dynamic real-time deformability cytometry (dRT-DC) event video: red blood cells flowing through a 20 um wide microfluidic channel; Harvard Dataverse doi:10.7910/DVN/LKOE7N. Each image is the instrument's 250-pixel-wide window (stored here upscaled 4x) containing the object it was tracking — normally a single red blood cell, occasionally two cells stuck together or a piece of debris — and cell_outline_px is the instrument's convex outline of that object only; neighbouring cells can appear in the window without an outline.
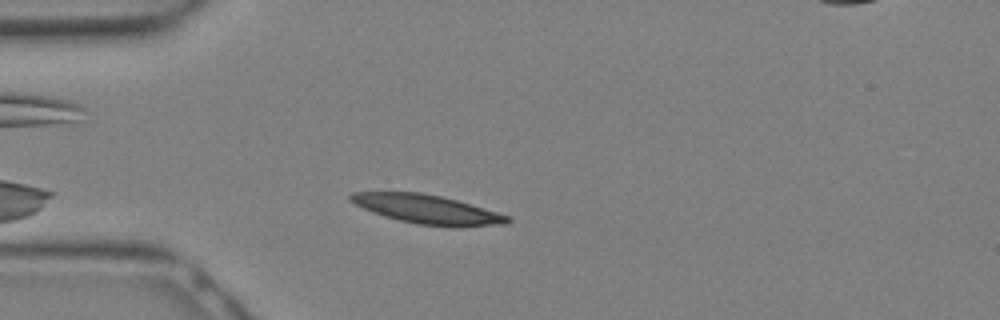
{"species": "Egyptian fruit bat (a non-hibernating species)", "species_latin": "Rousettus aegyptiacus", "temperature_condition": "warm", "stored_images_in_passage": 20, "camera_frame_rate_fps": 3000, "um_per_image_px": 0.085, "animal": {"sex": "female"}, "frame": {"image": 1, "passage_image": 4, "time_ms": 1.0, "image_size_px": [1000, 320], "cell_outline_px": [[512, 220], [508, 224], [456, 228], [416, 224], [384, 216], [372, 212], [348, 200], [348, 196], [352, 192], [420, 192], [440, 196], [456, 200], [512, 216]], "centroid_in_image_um": [36.38, 17.81], "position_along_channel_um": 48.6, "area_um2": 26.76}}
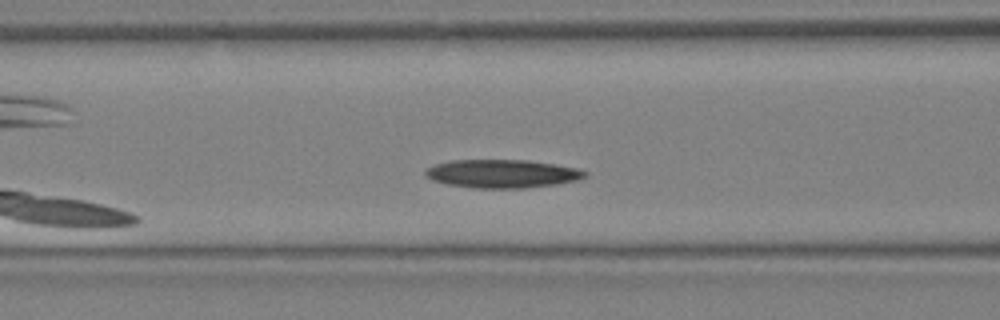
{"frame": {"image": 2, "passage_image": 8, "time_ms": 2.333, "image_size_px": [1000, 320], "cell_outline_px": [[588, 176], [576, 180], [556, 184], [524, 188], [476, 188], [448, 184], [432, 180], [424, 176], [424, 172], [432, 164], [452, 160], [528, 160], [556, 164], [576, 168], [588, 172]], "centroid_in_image_um": [42.67, 14.76], "position_along_channel_um": 123.9, "area_um2": 26.41}}
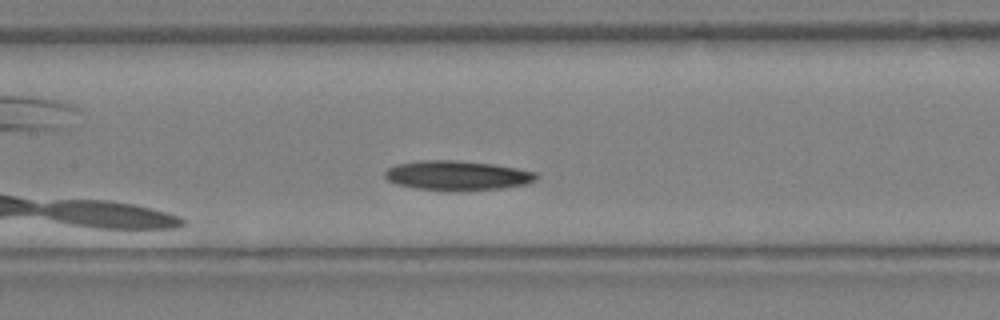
{"frame": {"image": 3, "passage_image": 10, "time_ms": 3.0, "image_size_px": [1000, 320], "cell_outline_px": [[540, 176], [536, 180], [528, 184], [500, 188], [448, 192], [416, 188], [396, 184], [388, 180], [384, 176], [384, 172], [388, 168], [396, 164], [420, 160], [456, 160], [492, 164], [516, 168], [536, 172]], "centroid_in_image_um": [38.86, 14.92], "position_along_channel_um": 168.5, "area_um2": 26.41}}